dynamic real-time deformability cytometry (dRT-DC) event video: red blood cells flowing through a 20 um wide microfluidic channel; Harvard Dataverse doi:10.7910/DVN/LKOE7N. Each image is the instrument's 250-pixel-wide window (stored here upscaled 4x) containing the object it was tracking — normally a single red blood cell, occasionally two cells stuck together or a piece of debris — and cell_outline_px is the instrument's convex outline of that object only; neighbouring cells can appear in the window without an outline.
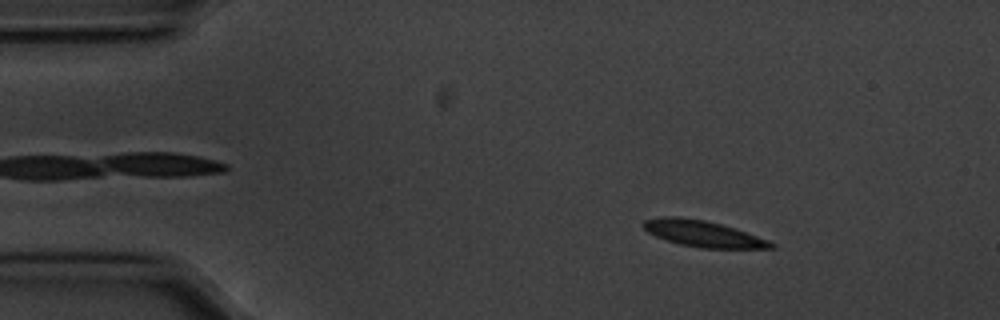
{"species": "common noctule bat (a hibernating species)", "species_latin": "Nyctalus noctula", "temperature_condition": "cold", "stored_images_in_passage": 55, "camera_frame_rate_fps": 3000, "um_per_image_px": 0.085, "animal": {"sex": "male", "body_mass_g": 20.1, "forearm_length_mm": 53.5}, "frame": {"image": 1, "passage_image": 7, "time_ms": 2.0, "image_size_px": [1000, 320], "cell_outline_px": [[776, 248], [700, 248], [680, 244], [656, 236], [648, 232], [640, 224], [644, 220], [664, 216], [680, 216], [704, 220], [720, 224], [756, 236], [776, 244]], "centroid_in_image_um": [59.7, 19.86], "position_along_channel_um": 25.3, "area_um2": 19.19}}
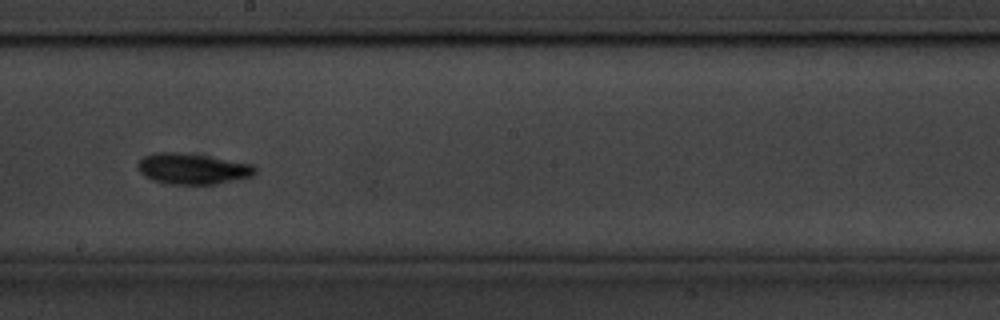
{"frame": {"image": 2, "passage_image": 30, "time_ms": 9.667, "image_size_px": [1000, 320], "cell_outline_px": [[256, 172], [252, 176], [216, 184], [164, 184], [152, 180], [144, 176], [140, 172], [136, 164], [144, 156], [156, 152], [176, 152], [204, 156], [256, 164]], "centroid_in_image_um": [16.35, 14.35], "position_along_channel_um": 231.8, "area_um2": 21.1}}
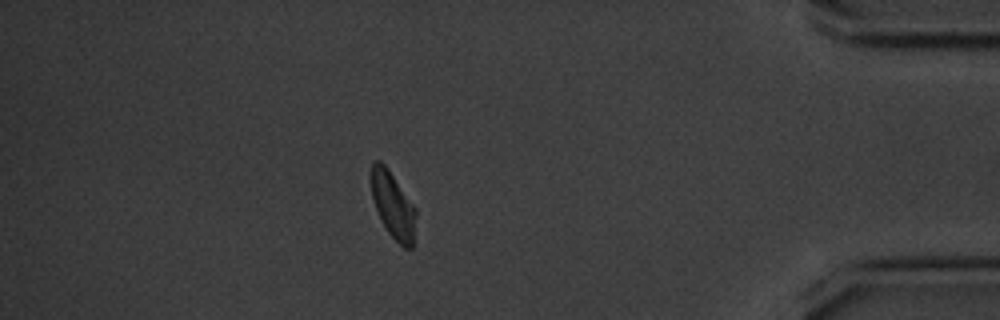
{"frame": {"image": 3, "passage_image": 48, "time_ms": 15.667, "image_size_px": [1000, 320], "cell_outline_px": [[416, 212], [412, 248], [404, 248], [388, 232], [376, 208], [372, 196], [368, 172], [372, 160], [380, 160], [388, 168], [416, 208]], "centroid_in_image_um": [33.36, 17.34], "position_along_channel_um": 401.8, "area_um2": 17.4}, "authors_computed_cell_mechanics": {"area_um2": 19.0162, "velocity_mm_per_s": 3.531, "shape_relaxation_time_tau1_ms": 2.89, "shape_relaxation_time_tau2_ms": 2.556, "deformation_change_tau1": 0.1115, "deformation_change_tau2": 0.0759}}